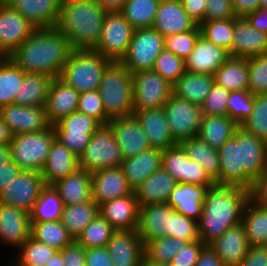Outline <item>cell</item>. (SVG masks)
<instances>
[{
    "instance_id": "e7e4bbea",
    "label": "cell",
    "mask_w": 267,
    "mask_h": 266,
    "mask_svg": "<svg viewBox=\"0 0 267 266\" xmlns=\"http://www.w3.org/2000/svg\"><path fill=\"white\" fill-rule=\"evenodd\" d=\"M65 266H86L85 248L75 240L60 250Z\"/></svg>"
},
{
    "instance_id": "680465c9",
    "label": "cell",
    "mask_w": 267,
    "mask_h": 266,
    "mask_svg": "<svg viewBox=\"0 0 267 266\" xmlns=\"http://www.w3.org/2000/svg\"><path fill=\"white\" fill-rule=\"evenodd\" d=\"M167 237L179 238L187 242L200 240L198 221L174 211L171 214L170 231H167Z\"/></svg>"
},
{
    "instance_id": "db71d44e",
    "label": "cell",
    "mask_w": 267,
    "mask_h": 266,
    "mask_svg": "<svg viewBox=\"0 0 267 266\" xmlns=\"http://www.w3.org/2000/svg\"><path fill=\"white\" fill-rule=\"evenodd\" d=\"M153 70L173 85L185 73V61L164 48L157 56Z\"/></svg>"
},
{
    "instance_id": "f6af8a7d",
    "label": "cell",
    "mask_w": 267,
    "mask_h": 266,
    "mask_svg": "<svg viewBox=\"0 0 267 266\" xmlns=\"http://www.w3.org/2000/svg\"><path fill=\"white\" fill-rule=\"evenodd\" d=\"M31 237L55 248L57 251L70 245L74 240L60 220L53 222H31Z\"/></svg>"
},
{
    "instance_id": "f5cc1de1",
    "label": "cell",
    "mask_w": 267,
    "mask_h": 266,
    "mask_svg": "<svg viewBox=\"0 0 267 266\" xmlns=\"http://www.w3.org/2000/svg\"><path fill=\"white\" fill-rule=\"evenodd\" d=\"M239 126L267 143V93L253 95L251 115Z\"/></svg>"
},
{
    "instance_id": "484cf974",
    "label": "cell",
    "mask_w": 267,
    "mask_h": 266,
    "mask_svg": "<svg viewBox=\"0 0 267 266\" xmlns=\"http://www.w3.org/2000/svg\"><path fill=\"white\" fill-rule=\"evenodd\" d=\"M80 93L59 77L53 78L45 105L48 123L54 125L62 118L78 111Z\"/></svg>"
},
{
    "instance_id": "f1b7e54d",
    "label": "cell",
    "mask_w": 267,
    "mask_h": 266,
    "mask_svg": "<svg viewBox=\"0 0 267 266\" xmlns=\"http://www.w3.org/2000/svg\"><path fill=\"white\" fill-rule=\"evenodd\" d=\"M267 52V34L253 28L244 17L234 18L231 57H252Z\"/></svg>"
},
{
    "instance_id": "836d02e7",
    "label": "cell",
    "mask_w": 267,
    "mask_h": 266,
    "mask_svg": "<svg viewBox=\"0 0 267 266\" xmlns=\"http://www.w3.org/2000/svg\"><path fill=\"white\" fill-rule=\"evenodd\" d=\"M178 182L162 167L152 173L135 190L140 206L167 203Z\"/></svg>"
},
{
    "instance_id": "4316f807",
    "label": "cell",
    "mask_w": 267,
    "mask_h": 266,
    "mask_svg": "<svg viewBox=\"0 0 267 266\" xmlns=\"http://www.w3.org/2000/svg\"><path fill=\"white\" fill-rule=\"evenodd\" d=\"M196 25L181 0H161L152 27L165 38L192 30Z\"/></svg>"
},
{
    "instance_id": "c3c4849f",
    "label": "cell",
    "mask_w": 267,
    "mask_h": 266,
    "mask_svg": "<svg viewBox=\"0 0 267 266\" xmlns=\"http://www.w3.org/2000/svg\"><path fill=\"white\" fill-rule=\"evenodd\" d=\"M25 72L10 58L0 64V108L14 104L17 92L24 79Z\"/></svg>"
},
{
    "instance_id": "1f68e13d",
    "label": "cell",
    "mask_w": 267,
    "mask_h": 266,
    "mask_svg": "<svg viewBox=\"0 0 267 266\" xmlns=\"http://www.w3.org/2000/svg\"><path fill=\"white\" fill-rule=\"evenodd\" d=\"M79 169V158L58 139H54L41 171L46 185H53Z\"/></svg>"
},
{
    "instance_id": "603a6c76",
    "label": "cell",
    "mask_w": 267,
    "mask_h": 266,
    "mask_svg": "<svg viewBox=\"0 0 267 266\" xmlns=\"http://www.w3.org/2000/svg\"><path fill=\"white\" fill-rule=\"evenodd\" d=\"M174 211L167 203L139 207L137 232L144 245L154 239L167 237V231H170L171 214Z\"/></svg>"
},
{
    "instance_id": "09005b40",
    "label": "cell",
    "mask_w": 267,
    "mask_h": 266,
    "mask_svg": "<svg viewBox=\"0 0 267 266\" xmlns=\"http://www.w3.org/2000/svg\"><path fill=\"white\" fill-rule=\"evenodd\" d=\"M45 266H65L61 252L57 251Z\"/></svg>"
},
{
    "instance_id": "ba28073f",
    "label": "cell",
    "mask_w": 267,
    "mask_h": 266,
    "mask_svg": "<svg viewBox=\"0 0 267 266\" xmlns=\"http://www.w3.org/2000/svg\"><path fill=\"white\" fill-rule=\"evenodd\" d=\"M134 30L120 12L106 13L99 43L93 50L111 61L120 62L128 51Z\"/></svg>"
},
{
    "instance_id": "91938a15",
    "label": "cell",
    "mask_w": 267,
    "mask_h": 266,
    "mask_svg": "<svg viewBox=\"0 0 267 266\" xmlns=\"http://www.w3.org/2000/svg\"><path fill=\"white\" fill-rule=\"evenodd\" d=\"M78 111L95 118L102 125H107L111 120L105 113L103 101L98 90L80 93Z\"/></svg>"
},
{
    "instance_id": "d6986e66",
    "label": "cell",
    "mask_w": 267,
    "mask_h": 266,
    "mask_svg": "<svg viewBox=\"0 0 267 266\" xmlns=\"http://www.w3.org/2000/svg\"><path fill=\"white\" fill-rule=\"evenodd\" d=\"M37 28L0 0V46L10 55Z\"/></svg>"
},
{
    "instance_id": "b9f144b4",
    "label": "cell",
    "mask_w": 267,
    "mask_h": 266,
    "mask_svg": "<svg viewBox=\"0 0 267 266\" xmlns=\"http://www.w3.org/2000/svg\"><path fill=\"white\" fill-rule=\"evenodd\" d=\"M99 215V206L92 199L75 205H64L61 223L76 240L82 230Z\"/></svg>"
},
{
    "instance_id": "83f0119b",
    "label": "cell",
    "mask_w": 267,
    "mask_h": 266,
    "mask_svg": "<svg viewBox=\"0 0 267 266\" xmlns=\"http://www.w3.org/2000/svg\"><path fill=\"white\" fill-rule=\"evenodd\" d=\"M210 247L226 266H238L250 247L243 222L227 229Z\"/></svg>"
},
{
    "instance_id": "3957f363",
    "label": "cell",
    "mask_w": 267,
    "mask_h": 266,
    "mask_svg": "<svg viewBox=\"0 0 267 266\" xmlns=\"http://www.w3.org/2000/svg\"><path fill=\"white\" fill-rule=\"evenodd\" d=\"M106 12L97 2L61 1L60 15L55 26L69 39L73 50H93L99 37Z\"/></svg>"
},
{
    "instance_id": "f907efd6",
    "label": "cell",
    "mask_w": 267,
    "mask_h": 266,
    "mask_svg": "<svg viewBox=\"0 0 267 266\" xmlns=\"http://www.w3.org/2000/svg\"><path fill=\"white\" fill-rule=\"evenodd\" d=\"M201 36L206 40L229 51L231 47L234 31V18L221 20H205L199 24Z\"/></svg>"
},
{
    "instance_id": "a7ac6f4b",
    "label": "cell",
    "mask_w": 267,
    "mask_h": 266,
    "mask_svg": "<svg viewBox=\"0 0 267 266\" xmlns=\"http://www.w3.org/2000/svg\"><path fill=\"white\" fill-rule=\"evenodd\" d=\"M188 15L199 25L205 21L207 0H181Z\"/></svg>"
},
{
    "instance_id": "b62a3aed",
    "label": "cell",
    "mask_w": 267,
    "mask_h": 266,
    "mask_svg": "<svg viewBox=\"0 0 267 266\" xmlns=\"http://www.w3.org/2000/svg\"><path fill=\"white\" fill-rule=\"evenodd\" d=\"M260 8L267 9V0H260Z\"/></svg>"
},
{
    "instance_id": "003e7915",
    "label": "cell",
    "mask_w": 267,
    "mask_h": 266,
    "mask_svg": "<svg viewBox=\"0 0 267 266\" xmlns=\"http://www.w3.org/2000/svg\"><path fill=\"white\" fill-rule=\"evenodd\" d=\"M238 266H267V245L250 246L245 258Z\"/></svg>"
},
{
    "instance_id": "8fae6325",
    "label": "cell",
    "mask_w": 267,
    "mask_h": 266,
    "mask_svg": "<svg viewBox=\"0 0 267 266\" xmlns=\"http://www.w3.org/2000/svg\"><path fill=\"white\" fill-rule=\"evenodd\" d=\"M171 137L176 144L196 137L202 120L201 108L172 94L163 105Z\"/></svg>"
},
{
    "instance_id": "f546056e",
    "label": "cell",
    "mask_w": 267,
    "mask_h": 266,
    "mask_svg": "<svg viewBox=\"0 0 267 266\" xmlns=\"http://www.w3.org/2000/svg\"><path fill=\"white\" fill-rule=\"evenodd\" d=\"M211 186L213 185L178 183L170 193L167 204L176 212L199 221L207 191Z\"/></svg>"
},
{
    "instance_id": "7c38bea8",
    "label": "cell",
    "mask_w": 267,
    "mask_h": 266,
    "mask_svg": "<svg viewBox=\"0 0 267 266\" xmlns=\"http://www.w3.org/2000/svg\"><path fill=\"white\" fill-rule=\"evenodd\" d=\"M101 125L95 118L75 111L54 124L53 128L56 139L79 158Z\"/></svg>"
},
{
    "instance_id": "52a82bcc",
    "label": "cell",
    "mask_w": 267,
    "mask_h": 266,
    "mask_svg": "<svg viewBox=\"0 0 267 266\" xmlns=\"http://www.w3.org/2000/svg\"><path fill=\"white\" fill-rule=\"evenodd\" d=\"M121 149L111 127L101 125L91 136L85 151L79 156V168L93 173L98 170L120 167Z\"/></svg>"
},
{
    "instance_id": "5b68a950",
    "label": "cell",
    "mask_w": 267,
    "mask_h": 266,
    "mask_svg": "<svg viewBox=\"0 0 267 266\" xmlns=\"http://www.w3.org/2000/svg\"><path fill=\"white\" fill-rule=\"evenodd\" d=\"M111 62L94 50H72L59 78L79 93L98 90L104 70Z\"/></svg>"
},
{
    "instance_id": "7a4b0ae2",
    "label": "cell",
    "mask_w": 267,
    "mask_h": 266,
    "mask_svg": "<svg viewBox=\"0 0 267 266\" xmlns=\"http://www.w3.org/2000/svg\"><path fill=\"white\" fill-rule=\"evenodd\" d=\"M251 190L242 186L217 184L209 187L198 221L199 237L210 245L227 229L242 221Z\"/></svg>"
},
{
    "instance_id": "816d5d0a",
    "label": "cell",
    "mask_w": 267,
    "mask_h": 266,
    "mask_svg": "<svg viewBox=\"0 0 267 266\" xmlns=\"http://www.w3.org/2000/svg\"><path fill=\"white\" fill-rule=\"evenodd\" d=\"M116 230L100 215L92 220L75 240L85 249L105 247Z\"/></svg>"
},
{
    "instance_id": "9f6ffc18",
    "label": "cell",
    "mask_w": 267,
    "mask_h": 266,
    "mask_svg": "<svg viewBox=\"0 0 267 266\" xmlns=\"http://www.w3.org/2000/svg\"><path fill=\"white\" fill-rule=\"evenodd\" d=\"M200 35L201 31L197 24L192 30L165 37V49L171 51L174 55L185 61L193 51Z\"/></svg>"
},
{
    "instance_id": "2e32d148",
    "label": "cell",
    "mask_w": 267,
    "mask_h": 266,
    "mask_svg": "<svg viewBox=\"0 0 267 266\" xmlns=\"http://www.w3.org/2000/svg\"><path fill=\"white\" fill-rule=\"evenodd\" d=\"M108 125L114 133L123 159L151 149L148 138L134 114L113 118L108 122Z\"/></svg>"
},
{
    "instance_id": "7402d4cb",
    "label": "cell",
    "mask_w": 267,
    "mask_h": 266,
    "mask_svg": "<svg viewBox=\"0 0 267 266\" xmlns=\"http://www.w3.org/2000/svg\"><path fill=\"white\" fill-rule=\"evenodd\" d=\"M139 203L135 192L99 205V215L115 230H137Z\"/></svg>"
},
{
    "instance_id": "44dd1931",
    "label": "cell",
    "mask_w": 267,
    "mask_h": 266,
    "mask_svg": "<svg viewBox=\"0 0 267 266\" xmlns=\"http://www.w3.org/2000/svg\"><path fill=\"white\" fill-rule=\"evenodd\" d=\"M91 180L92 200L98 206L134 192L120 167L95 171L91 173Z\"/></svg>"
},
{
    "instance_id": "7bdbcfd3",
    "label": "cell",
    "mask_w": 267,
    "mask_h": 266,
    "mask_svg": "<svg viewBox=\"0 0 267 266\" xmlns=\"http://www.w3.org/2000/svg\"><path fill=\"white\" fill-rule=\"evenodd\" d=\"M187 156L199 163L209 176L219 184L220 162L219 152L211 148L198 136L184 140L180 143Z\"/></svg>"
},
{
    "instance_id": "deb4b68c",
    "label": "cell",
    "mask_w": 267,
    "mask_h": 266,
    "mask_svg": "<svg viewBox=\"0 0 267 266\" xmlns=\"http://www.w3.org/2000/svg\"><path fill=\"white\" fill-rule=\"evenodd\" d=\"M9 59V55L5 50L0 46V64L6 62Z\"/></svg>"
},
{
    "instance_id": "f35d334b",
    "label": "cell",
    "mask_w": 267,
    "mask_h": 266,
    "mask_svg": "<svg viewBox=\"0 0 267 266\" xmlns=\"http://www.w3.org/2000/svg\"><path fill=\"white\" fill-rule=\"evenodd\" d=\"M248 58L230 57L214 73V83L228 91H248Z\"/></svg>"
},
{
    "instance_id": "979ff035",
    "label": "cell",
    "mask_w": 267,
    "mask_h": 266,
    "mask_svg": "<svg viewBox=\"0 0 267 266\" xmlns=\"http://www.w3.org/2000/svg\"><path fill=\"white\" fill-rule=\"evenodd\" d=\"M141 266H172V265L170 263L151 262V261H147L145 258H143Z\"/></svg>"
},
{
    "instance_id": "74e56055",
    "label": "cell",
    "mask_w": 267,
    "mask_h": 266,
    "mask_svg": "<svg viewBox=\"0 0 267 266\" xmlns=\"http://www.w3.org/2000/svg\"><path fill=\"white\" fill-rule=\"evenodd\" d=\"M52 79L42 73H25L14 104L45 107Z\"/></svg>"
},
{
    "instance_id": "6da1fadb",
    "label": "cell",
    "mask_w": 267,
    "mask_h": 266,
    "mask_svg": "<svg viewBox=\"0 0 267 266\" xmlns=\"http://www.w3.org/2000/svg\"><path fill=\"white\" fill-rule=\"evenodd\" d=\"M73 49L69 39L56 27L36 29L9 58L25 73L60 76Z\"/></svg>"
},
{
    "instance_id": "9c48e42d",
    "label": "cell",
    "mask_w": 267,
    "mask_h": 266,
    "mask_svg": "<svg viewBox=\"0 0 267 266\" xmlns=\"http://www.w3.org/2000/svg\"><path fill=\"white\" fill-rule=\"evenodd\" d=\"M164 48V37L153 27L135 29L128 51L120 62L131 74L152 70Z\"/></svg>"
},
{
    "instance_id": "2a66077c",
    "label": "cell",
    "mask_w": 267,
    "mask_h": 266,
    "mask_svg": "<svg viewBox=\"0 0 267 266\" xmlns=\"http://www.w3.org/2000/svg\"><path fill=\"white\" fill-rule=\"evenodd\" d=\"M13 138L9 127L3 121V118L0 115V146L9 145Z\"/></svg>"
},
{
    "instance_id": "681fc988",
    "label": "cell",
    "mask_w": 267,
    "mask_h": 266,
    "mask_svg": "<svg viewBox=\"0 0 267 266\" xmlns=\"http://www.w3.org/2000/svg\"><path fill=\"white\" fill-rule=\"evenodd\" d=\"M187 243L185 240L166 236L154 239L144 245V258L156 263H170Z\"/></svg>"
},
{
    "instance_id": "11e5206c",
    "label": "cell",
    "mask_w": 267,
    "mask_h": 266,
    "mask_svg": "<svg viewBox=\"0 0 267 266\" xmlns=\"http://www.w3.org/2000/svg\"><path fill=\"white\" fill-rule=\"evenodd\" d=\"M126 0H97L106 13L121 12Z\"/></svg>"
},
{
    "instance_id": "89a4df30",
    "label": "cell",
    "mask_w": 267,
    "mask_h": 266,
    "mask_svg": "<svg viewBox=\"0 0 267 266\" xmlns=\"http://www.w3.org/2000/svg\"><path fill=\"white\" fill-rule=\"evenodd\" d=\"M231 5L236 17H245L260 9V0H231Z\"/></svg>"
},
{
    "instance_id": "6f0895ef",
    "label": "cell",
    "mask_w": 267,
    "mask_h": 266,
    "mask_svg": "<svg viewBox=\"0 0 267 266\" xmlns=\"http://www.w3.org/2000/svg\"><path fill=\"white\" fill-rule=\"evenodd\" d=\"M227 116L240 125L253 110V95L249 91H231L227 100Z\"/></svg>"
},
{
    "instance_id": "b9fcfbb0",
    "label": "cell",
    "mask_w": 267,
    "mask_h": 266,
    "mask_svg": "<svg viewBox=\"0 0 267 266\" xmlns=\"http://www.w3.org/2000/svg\"><path fill=\"white\" fill-rule=\"evenodd\" d=\"M9 161H11L10 145L0 146V167H2L4 163H8Z\"/></svg>"
},
{
    "instance_id": "4fadbf2b",
    "label": "cell",
    "mask_w": 267,
    "mask_h": 266,
    "mask_svg": "<svg viewBox=\"0 0 267 266\" xmlns=\"http://www.w3.org/2000/svg\"><path fill=\"white\" fill-rule=\"evenodd\" d=\"M161 167L171 174L178 183L214 185L215 181L202 166L191 160L180 144L162 150Z\"/></svg>"
},
{
    "instance_id": "d6a6232c",
    "label": "cell",
    "mask_w": 267,
    "mask_h": 266,
    "mask_svg": "<svg viewBox=\"0 0 267 266\" xmlns=\"http://www.w3.org/2000/svg\"><path fill=\"white\" fill-rule=\"evenodd\" d=\"M241 166L257 181L267 171V143L240 127Z\"/></svg>"
},
{
    "instance_id": "be15d7a7",
    "label": "cell",
    "mask_w": 267,
    "mask_h": 266,
    "mask_svg": "<svg viewBox=\"0 0 267 266\" xmlns=\"http://www.w3.org/2000/svg\"><path fill=\"white\" fill-rule=\"evenodd\" d=\"M231 0H207L205 20L235 18Z\"/></svg>"
},
{
    "instance_id": "8d00e7d4",
    "label": "cell",
    "mask_w": 267,
    "mask_h": 266,
    "mask_svg": "<svg viewBox=\"0 0 267 266\" xmlns=\"http://www.w3.org/2000/svg\"><path fill=\"white\" fill-rule=\"evenodd\" d=\"M214 85V76L185 71L173 84V94L201 106Z\"/></svg>"
},
{
    "instance_id": "277c9868",
    "label": "cell",
    "mask_w": 267,
    "mask_h": 266,
    "mask_svg": "<svg viewBox=\"0 0 267 266\" xmlns=\"http://www.w3.org/2000/svg\"><path fill=\"white\" fill-rule=\"evenodd\" d=\"M98 91L110 119L133 114L132 74L121 62L106 67Z\"/></svg>"
},
{
    "instance_id": "03108f58",
    "label": "cell",
    "mask_w": 267,
    "mask_h": 266,
    "mask_svg": "<svg viewBox=\"0 0 267 266\" xmlns=\"http://www.w3.org/2000/svg\"><path fill=\"white\" fill-rule=\"evenodd\" d=\"M86 266H113L112 257L107 247H95L85 249Z\"/></svg>"
},
{
    "instance_id": "ac0fdd59",
    "label": "cell",
    "mask_w": 267,
    "mask_h": 266,
    "mask_svg": "<svg viewBox=\"0 0 267 266\" xmlns=\"http://www.w3.org/2000/svg\"><path fill=\"white\" fill-rule=\"evenodd\" d=\"M31 236L29 212L0 202V243L18 249Z\"/></svg>"
},
{
    "instance_id": "11a10c76",
    "label": "cell",
    "mask_w": 267,
    "mask_h": 266,
    "mask_svg": "<svg viewBox=\"0 0 267 266\" xmlns=\"http://www.w3.org/2000/svg\"><path fill=\"white\" fill-rule=\"evenodd\" d=\"M248 91L252 95L267 93V52L248 57Z\"/></svg>"
},
{
    "instance_id": "94428289",
    "label": "cell",
    "mask_w": 267,
    "mask_h": 266,
    "mask_svg": "<svg viewBox=\"0 0 267 266\" xmlns=\"http://www.w3.org/2000/svg\"><path fill=\"white\" fill-rule=\"evenodd\" d=\"M229 94L230 91L214 83L204 103L200 106L202 116H226Z\"/></svg>"
},
{
    "instance_id": "5bb4252c",
    "label": "cell",
    "mask_w": 267,
    "mask_h": 266,
    "mask_svg": "<svg viewBox=\"0 0 267 266\" xmlns=\"http://www.w3.org/2000/svg\"><path fill=\"white\" fill-rule=\"evenodd\" d=\"M45 186L41 173L22 170L0 191V202L30 212Z\"/></svg>"
},
{
    "instance_id": "753ad0ef",
    "label": "cell",
    "mask_w": 267,
    "mask_h": 266,
    "mask_svg": "<svg viewBox=\"0 0 267 266\" xmlns=\"http://www.w3.org/2000/svg\"><path fill=\"white\" fill-rule=\"evenodd\" d=\"M22 170L11 160L0 167V191L17 177Z\"/></svg>"
},
{
    "instance_id": "cb8c5ba5",
    "label": "cell",
    "mask_w": 267,
    "mask_h": 266,
    "mask_svg": "<svg viewBox=\"0 0 267 266\" xmlns=\"http://www.w3.org/2000/svg\"><path fill=\"white\" fill-rule=\"evenodd\" d=\"M229 51L199 36L193 51L185 60L186 71L214 75L229 58Z\"/></svg>"
},
{
    "instance_id": "e575fe53",
    "label": "cell",
    "mask_w": 267,
    "mask_h": 266,
    "mask_svg": "<svg viewBox=\"0 0 267 266\" xmlns=\"http://www.w3.org/2000/svg\"><path fill=\"white\" fill-rule=\"evenodd\" d=\"M162 150L151 148L136 156L123 159L120 168L133 191L152 173L161 168Z\"/></svg>"
},
{
    "instance_id": "34e18365",
    "label": "cell",
    "mask_w": 267,
    "mask_h": 266,
    "mask_svg": "<svg viewBox=\"0 0 267 266\" xmlns=\"http://www.w3.org/2000/svg\"><path fill=\"white\" fill-rule=\"evenodd\" d=\"M248 23L261 32L267 34V9L260 8L244 17Z\"/></svg>"
},
{
    "instance_id": "9a60e30c",
    "label": "cell",
    "mask_w": 267,
    "mask_h": 266,
    "mask_svg": "<svg viewBox=\"0 0 267 266\" xmlns=\"http://www.w3.org/2000/svg\"><path fill=\"white\" fill-rule=\"evenodd\" d=\"M220 173L219 184L237 185L252 190L255 180L241 166L240 126L233 137L218 150Z\"/></svg>"
},
{
    "instance_id": "7dc6e473",
    "label": "cell",
    "mask_w": 267,
    "mask_h": 266,
    "mask_svg": "<svg viewBox=\"0 0 267 266\" xmlns=\"http://www.w3.org/2000/svg\"><path fill=\"white\" fill-rule=\"evenodd\" d=\"M19 254L9 266H45L57 252L55 248L41 243L31 236L17 249Z\"/></svg>"
},
{
    "instance_id": "30bf717a",
    "label": "cell",
    "mask_w": 267,
    "mask_h": 266,
    "mask_svg": "<svg viewBox=\"0 0 267 266\" xmlns=\"http://www.w3.org/2000/svg\"><path fill=\"white\" fill-rule=\"evenodd\" d=\"M132 83L133 113L161 108L173 94V85L153 69L133 73Z\"/></svg>"
},
{
    "instance_id": "e0dca14e",
    "label": "cell",
    "mask_w": 267,
    "mask_h": 266,
    "mask_svg": "<svg viewBox=\"0 0 267 266\" xmlns=\"http://www.w3.org/2000/svg\"><path fill=\"white\" fill-rule=\"evenodd\" d=\"M0 115L13 135L40 132L50 126L45 107L10 104L0 108Z\"/></svg>"
},
{
    "instance_id": "6125c7cd",
    "label": "cell",
    "mask_w": 267,
    "mask_h": 266,
    "mask_svg": "<svg viewBox=\"0 0 267 266\" xmlns=\"http://www.w3.org/2000/svg\"><path fill=\"white\" fill-rule=\"evenodd\" d=\"M205 244L201 240L188 242L171 260L172 266H195L198 256Z\"/></svg>"
},
{
    "instance_id": "d590c367",
    "label": "cell",
    "mask_w": 267,
    "mask_h": 266,
    "mask_svg": "<svg viewBox=\"0 0 267 266\" xmlns=\"http://www.w3.org/2000/svg\"><path fill=\"white\" fill-rule=\"evenodd\" d=\"M64 205H75L92 199L91 173L78 169L53 184Z\"/></svg>"
},
{
    "instance_id": "ee69618b",
    "label": "cell",
    "mask_w": 267,
    "mask_h": 266,
    "mask_svg": "<svg viewBox=\"0 0 267 266\" xmlns=\"http://www.w3.org/2000/svg\"><path fill=\"white\" fill-rule=\"evenodd\" d=\"M63 201L53 185H46L32 210L29 212L31 222H53L61 220Z\"/></svg>"
},
{
    "instance_id": "8c879c8a",
    "label": "cell",
    "mask_w": 267,
    "mask_h": 266,
    "mask_svg": "<svg viewBox=\"0 0 267 266\" xmlns=\"http://www.w3.org/2000/svg\"><path fill=\"white\" fill-rule=\"evenodd\" d=\"M195 266H226L216 255L210 245H205L197 259Z\"/></svg>"
},
{
    "instance_id": "2644e50d",
    "label": "cell",
    "mask_w": 267,
    "mask_h": 266,
    "mask_svg": "<svg viewBox=\"0 0 267 266\" xmlns=\"http://www.w3.org/2000/svg\"><path fill=\"white\" fill-rule=\"evenodd\" d=\"M251 197L267 210V171L255 182Z\"/></svg>"
},
{
    "instance_id": "ffe728a7",
    "label": "cell",
    "mask_w": 267,
    "mask_h": 266,
    "mask_svg": "<svg viewBox=\"0 0 267 266\" xmlns=\"http://www.w3.org/2000/svg\"><path fill=\"white\" fill-rule=\"evenodd\" d=\"M113 266H141L144 244L137 230H116L107 243Z\"/></svg>"
},
{
    "instance_id": "4dcf8cb0",
    "label": "cell",
    "mask_w": 267,
    "mask_h": 266,
    "mask_svg": "<svg viewBox=\"0 0 267 266\" xmlns=\"http://www.w3.org/2000/svg\"><path fill=\"white\" fill-rule=\"evenodd\" d=\"M133 114L140 122L151 148L165 150L176 145L171 137L169 124L163 107L144 109L136 111Z\"/></svg>"
},
{
    "instance_id": "67dfc351",
    "label": "cell",
    "mask_w": 267,
    "mask_h": 266,
    "mask_svg": "<svg viewBox=\"0 0 267 266\" xmlns=\"http://www.w3.org/2000/svg\"><path fill=\"white\" fill-rule=\"evenodd\" d=\"M69 2H76V3H90V2H96L97 0H66Z\"/></svg>"
},
{
    "instance_id": "ab89813d",
    "label": "cell",
    "mask_w": 267,
    "mask_h": 266,
    "mask_svg": "<svg viewBox=\"0 0 267 266\" xmlns=\"http://www.w3.org/2000/svg\"><path fill=\"white\" fill-rule=\"evenodd\" d=\"M239 125L229 116H202L198 137L211 148L219 150L233 137Z\"/></svg>"
},
{
    "instance_id": "bcb514c9",
    "label": "cell",
    "mask_w": 267,
    "mask_h": 266,
    "mask_svg": "<svg viewBox=\"0 0 267 266\" xmlns=\"http://www.w3.org/2000/svg\"><path fill=\"white\" fill-rule=\"evenodd\" d=\"M161 0H126L121 14L134 29L151 28Z\"/></svg>"
},
{
    "instance_id": "d4e9b609",
    "label": "cell",
    "mask_w": 267,
    "mask_h": 266,
    "mask_svg": "<svg viewBox=\"0 0 267 266\" xmlns=\"http://www.w3.org/2000/svg\"><path fill=\"white\" fill-rule=\"evenodd\" d=\"M38 28L57 25L62 0H2Z\"/></svg>"
},
{
    "instance_id": "8992f818",
    "label": "cell",
    "mask_w": 267,
    "mask_h": 266,
    "mask_svg": "<svg viewBox=\"0 0 267 266\" xmlns=\"http://www.w3.org/2000/svg\"><path fill=\"white\" fill-rule=\"evenodd\" d=\"M55 138L53 125L44 131L13 135L11 160L23 171L41 173Z\"/></svg>"
},
{
    "instance_id": "60d3db41",
    "label": "cell",
    "mask_w": 267,
    "mask_h": 266,
    "mask_svg": "<svg viewBox=\"0 0 267 266\" xmlns=\"http://www.w3.org/2000/svg\"><path fill=\"white\" fill-rule=\"evenodd\" d=\"M242 222L249 246L267 245V210L252 197L246 203Z\"/></svg>"
}]
</instances>
